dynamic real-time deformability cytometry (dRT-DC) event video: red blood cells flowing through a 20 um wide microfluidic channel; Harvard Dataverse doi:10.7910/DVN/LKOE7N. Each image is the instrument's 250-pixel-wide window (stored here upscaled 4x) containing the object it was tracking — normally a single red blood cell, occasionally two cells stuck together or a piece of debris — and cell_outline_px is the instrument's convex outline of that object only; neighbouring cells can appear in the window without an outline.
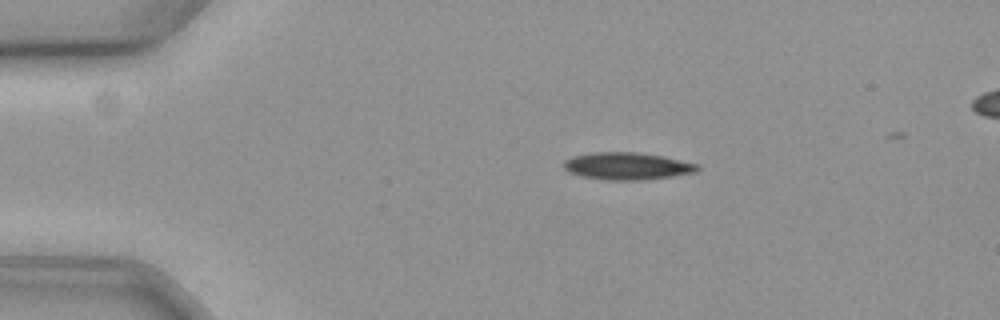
{"species": "common noctule bat (a hibernating species)", "species_latin": "Nyctalus noctula", "temperature_condition": "cold", "stored_images_in_passage": 45, "camera_frame_rate_fps": 3000, "um_per_image_px": 0.085, "animal": {"sex": "female", "body_mass_g": 19.3, "forearm_length_mm": 54.1}, "frame": {"image": 1, "passage_image": 1, "time_ms": 0.0, "image_size_px": [1000, 320], "cell_outline_px": [[700, 168], [696, 172], [672, 176], [644, 180], [608, 180], [580, 176], [568, 172], [564, 168], [564, 160], [572, 156], [592, 152], [636, 152], [660, 156], [700, 164]], "centroid_in_image_um": [53.29, 14.12], "position_along_channel_um": 31.7, "area_um2": 21.27}}
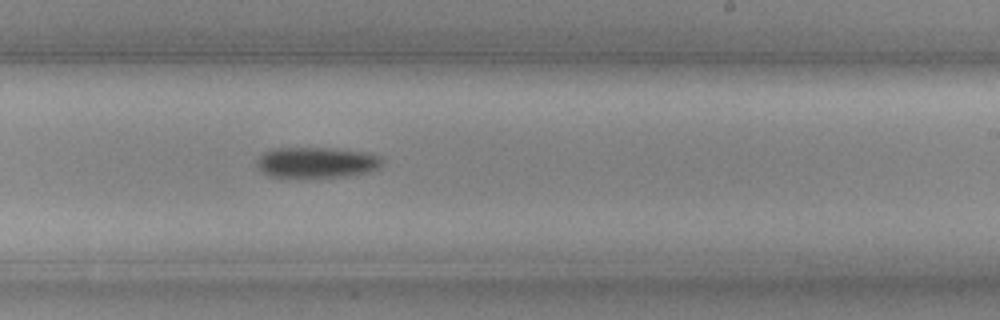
{"frame": {"image": 2, "passage_image": 25, "time_ms": 8.0, "image_size_px": [1000, 320], "cell_outline_px": [[384, 160], [376, 168], [368, 172], [348, 176], [268, 176], [256, 164], [256, 160], [264, 152], [276, 148], [324, 148], [364, 152], [380, 156]], "centroid_in_image_um": [26.9, 13.79], "position_along_channel_um": 262.1, "area_um2": 21.85}}
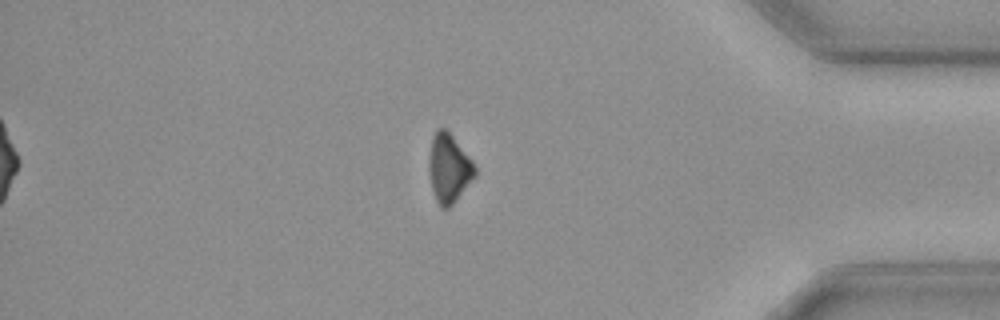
{"frame": {"image": 3, "passage_image": 39, "time_ms": 12.667, "image_size_px": [1000, 320], "cell_outline_px": [[476, 176], [456, 200], [448, 208], [440, 208], [436, 200], [432, 188], [428, 172], [428, 160], [432, 136], [440, 128], [444, 128], [452, 136], [472, 160], [476, 168]], "centroid_in_image_um": [38.14, 14.33], "position_along_channel_um": 397.1, "area_um2": 18.32}, "authors_computed_cell_mechanics": {"area_um2": 21.4438, "velocity_mm_per_s": 3.5786, "shape_relaxation_time_tau1_ms": 4.0286, "shape_relaxation_time_tau2_ms": null, "deformation_change_tau1": 0.12, "deformation_change_tau2": null}}